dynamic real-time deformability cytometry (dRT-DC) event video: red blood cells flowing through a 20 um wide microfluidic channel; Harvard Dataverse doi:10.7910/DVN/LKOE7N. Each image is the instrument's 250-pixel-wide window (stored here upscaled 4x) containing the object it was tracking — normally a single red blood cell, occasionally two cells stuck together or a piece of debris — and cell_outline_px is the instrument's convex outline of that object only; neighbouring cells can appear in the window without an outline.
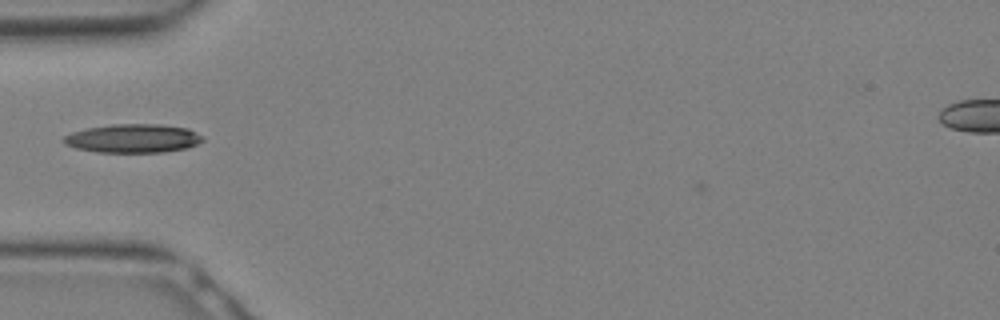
{"species": "Egyptian fruit bat (a non-hibernating species)", "species_latin": "Rousettus aegyptiacus", "temperature_condition": "warm", "stored_images_in_passage": 8, "camera_frame_rate_fps": 3000, "um_per_image_px": 0.085, "animal": {"sex": "female"}, "frame": {"image": 1, "passage_image": 7, "time_ms": 2.0, "image_size_px": [1000, 320], "cell_outline_px": [[204, 140], [188, 148], [160, 152], [96, 152], [76, 148], [64, 144], [60, 140], [64, 136], [72, 132], [88, 128], [112, 124], [160, 124], [188, 128], [204, 136]], "centroid_in_image_um": [11.3, 11.76], "position_along_channel_um": 73.7, "area_um2": 23.35}}